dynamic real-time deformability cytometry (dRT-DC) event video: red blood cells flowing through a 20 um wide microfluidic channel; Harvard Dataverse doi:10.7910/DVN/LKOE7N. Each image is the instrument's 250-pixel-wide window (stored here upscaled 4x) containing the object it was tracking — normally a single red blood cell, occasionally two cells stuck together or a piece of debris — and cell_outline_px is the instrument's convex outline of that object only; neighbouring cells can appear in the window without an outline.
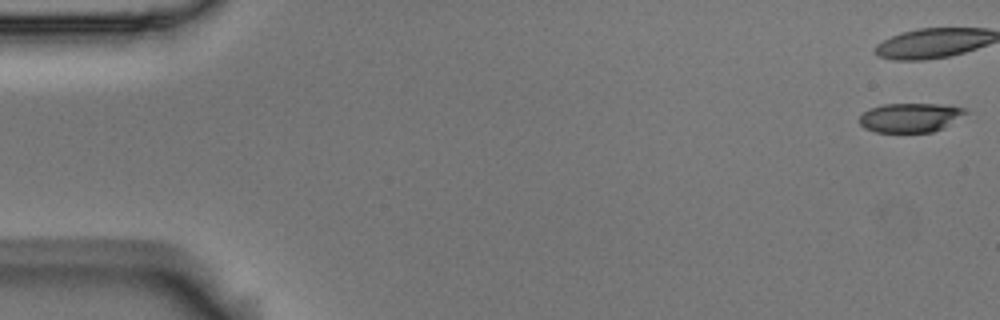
{"species": "Egyptian fruit bat (a non-hibernating species)", "species_latin": "Rousettus aegyptiacus", "temperature_condition": "room temperature", "stored_images_in_passage": 7, "camera_frame_rate_fps": 3000, "um_per_image_px": 0.085, "animal": {"sex": "male"}, "frame": {"image": 1, "passage_image": 1, "time_ms": 0.0, "image_size_px": [1000, 320], "cell_outline_px": [[968, 112], [944, 128], [932, 132], [876, 132], [864, 128], [860, 124], [860, 116], [868, 108], [884, 104], [936, 104], [964, 108]], "centroid_in_image_um": [77.34, 10.0], "position_along_channel_um": 7.7, "area_um2": 17.98}}
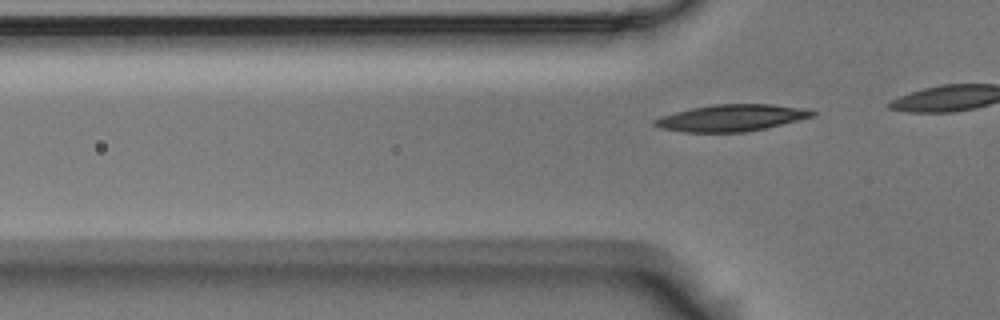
{"frame": {"image": 2, "passage_image": 7, "time_ms": 2.0, "image_size_px": [1000, 320], "cell_outline_px": [[816, 116], [764, 128], [744, 132], [684, 132], [660, 128], [652, 124], [652, 120], [660, 116], [692, 108], [716, 104], [772, 104], [804, 108], [816, 112]], "centroid_in_image_um": [62.16, 10.02], "position_along_channel_um": 63.6, "area_um2": 24.45}}